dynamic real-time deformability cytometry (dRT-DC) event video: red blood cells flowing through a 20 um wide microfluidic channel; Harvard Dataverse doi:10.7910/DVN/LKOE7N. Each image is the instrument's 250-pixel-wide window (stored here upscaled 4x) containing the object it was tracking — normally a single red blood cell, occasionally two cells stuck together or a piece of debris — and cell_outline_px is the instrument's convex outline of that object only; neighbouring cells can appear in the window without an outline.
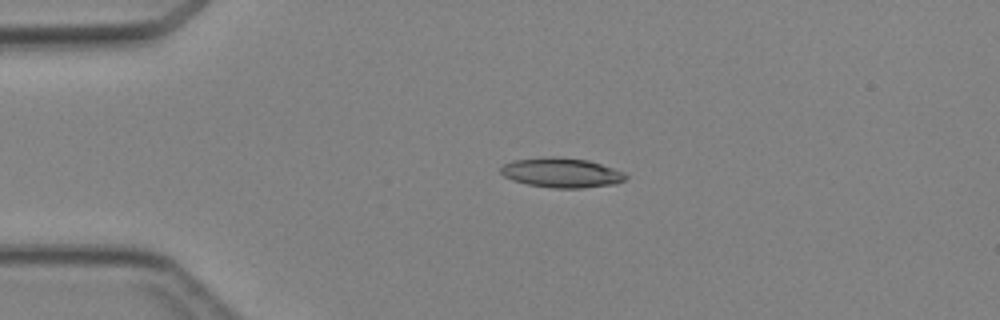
{"species": "Egyptian fruit bat (a non-hibernating species)", "species_latin": "Rousettus aegyptiacus", "temperature_condition": "cold", "stored_images_in_passage": 3, "segment_of_instrument_passage": [1, 2], "camera_frame_rate_fps": 3000, "um_per_image_px": 0.085, "animal": {"sex": "female"}, "frame": {"image": 1, "passage_image": 1, "time_ms": 0.0, "image_size_px": [1000, 320], "cell_outline_px": [[628, 176], [624, 180], [616, 184], [580, 188], [552, 188], [528, 184], [512, 180], [504, 176], [500, 172], [500, 168], [504, 164], [512, 160], [552, 156], [588, 160], [624, 172]], "centroid_in_image_um": [47.71, 14.68], "position_along_channel_um": 37.3, "area_um2": 21.56}}